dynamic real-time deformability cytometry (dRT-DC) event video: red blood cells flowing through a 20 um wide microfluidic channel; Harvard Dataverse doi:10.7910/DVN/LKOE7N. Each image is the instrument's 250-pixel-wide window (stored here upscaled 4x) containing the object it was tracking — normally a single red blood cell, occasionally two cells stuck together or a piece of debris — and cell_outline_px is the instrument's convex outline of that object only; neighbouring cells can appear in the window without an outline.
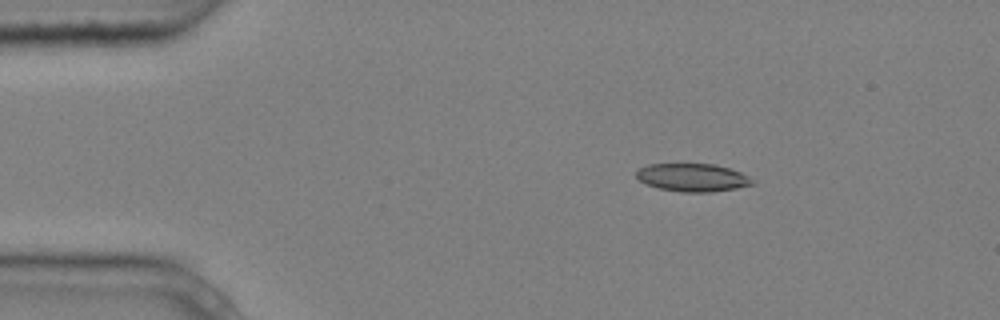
{"species": "common noctule bat (a hibernating species)", "species_latin": "Nyctalus noctula", "temperature_condition": "cold", "stored_images_in_passage": 5, "segment_of_instrument_passage": [1, 2], "camera_frame_rate_fps": 3000, "um_per_image_px": 0.085, "animal": {"sex": "male", "body_mass_g": 20.4}, "frame": {"image": 1, "passage_image": 2, "time_ms": 0.333, "image_size_px": [1000, 320], "cell_outline_px": [[756, 184], [736, 188], [712, 192], [680, 192], [660, 188], [644, 184], [636, 176], [636, 172], [640, 168], [648, 164], [716, 164], [740, 172], [756, 180]], "centroid_in_image_um": [58.9, 15.09], "position_along_channel_um": 26.1, "area_um2": 19.02}}